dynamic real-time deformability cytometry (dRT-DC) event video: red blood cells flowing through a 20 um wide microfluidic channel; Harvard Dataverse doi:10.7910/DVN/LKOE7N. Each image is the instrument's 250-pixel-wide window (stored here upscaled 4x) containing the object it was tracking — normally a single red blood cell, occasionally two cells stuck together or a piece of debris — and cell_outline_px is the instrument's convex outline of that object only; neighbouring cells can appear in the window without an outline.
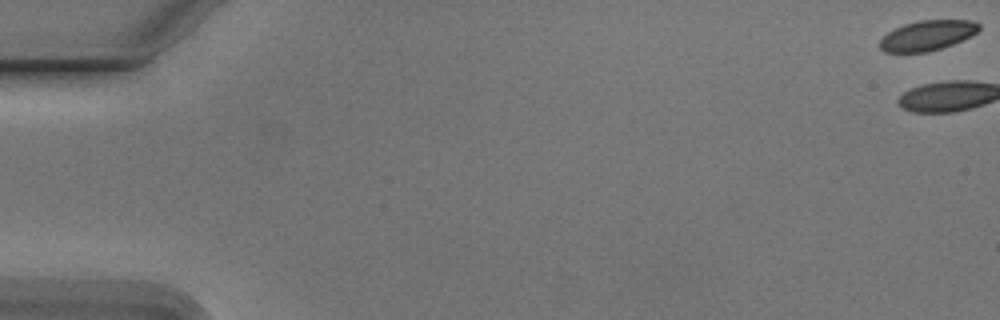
{"species": "Egyptian fruit bat (a non-hibernating species)", "species_latin": "Rousettus aegyptiacus", "temperature_condition": "cold", "stored_images_in_passage": 3, "camera_frame_rate_fps": 3000, "um_per_image_px": 0.085, "animal": {"sex": "male"}, "frame": {"image": 1, "passage_image": 1, "time_ms": 0.0, "image_size_px": [1000, 320], "cell_outline_px": [[980, 28], [972, 36], [952, 44], [928, 52], [884, 52], [880, 48], [880, 40], [888, 32], [904, 24], [920, 20], [972, 20], [980, 24]], "centroid_in_image_um": [78.84, 3.01], "position_along_channel_um": 6.2, "area_um2": 17.28}}